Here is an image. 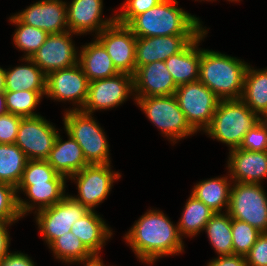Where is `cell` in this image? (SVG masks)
<instances>
[{"instance_id": "ffe728a7", "label": "cell", "mask_w": 267, "mask_h": 266, "mask_svg": "<svg viewBox=\"0 0 267 266\" xmlns=\"http://www.w3.org/2000/svg\"><path fill=\"white\" fill-rule=\"evenodd\" d=\"M229 153L227 164L231 175L230 181L233 179L240 183L260 184V181L267 177V151L234 148Z\"/></svg>"}, {"instance_id": "e575fe53", "label": "cell", "mask_w": 267, "mask_h": 266, "mask_svg": "<svg viewBox=\"0 0 267 266\" xmlns=\"http://www.w3.org/2000/svg\"><path fill=\"white\" fill-rule=\"evenodd\" d=\"M56 259L74 263L90 256L92 253L71 231L56 238L50 245Z\"/></svg>"}, {"instance_id": "7a4b0ae2", "label": "cell", "mask_w": 267, "mask_h": 266, "mask_svg": "<svg viewBox=\"0 0 267 266\" xmlns=\"http://www.w3.org/2000/svg\"><path fill=\"white\" fill-rule=\"evenodd\" d=\"M177 4L176 0H163L136 15L127 26L136 37L199 35L204 30L200 20Z\"/></svg>"}, {"instance_id": "9a60e30c", "label": "cell", "mask_w": 267, "mask_h": 266, "mask_svg": "<svg viewBox=\"0 0 267 266\" xmlns=\"http://www.w3.org/2000/svg\"><path fill=\"white\" fill-rule=\"evenodd\" d=\"M72 32L49 34L31 60L47 75L48 73L78 64L77 52L72 44Z\"/></svg>"}, {"instance_id": "83f0119b", "label": "cell", "mask_w": 267, "mask_h": 266, "mask_svg": "<svg viewBox=\"0 0 267 266\" xmlns=\"http://www.w3.org/2000/svg\"><path fill=\"white\" fill-rule=\"evenodd\" d=\"M28 159L15 144H0V182L17 188Z\"/></svg>"}, {"instance_id": "1f68e13d", "label": "cell", "mask_w": 267, "mask_h": 266, "mask_svg": "<svg viewBox=\"0 0 267 266\" xmlns=\"http://www.w3.org/2000/svg\"><path fill=\"white\" fill-rule=\"evenodd\" d=\"M35 208L17 196L16 188L0 182V221L14 222Z\"/></svg>"}, {"instance_id": "52a82bcc", "label": "cell", "mask_w": 267, "mask_h": 266, "mask_svg": "<svg viewBox=\"0 0 267 266\" xmlns=\"http://www.w3.org/2000/svg\"><path fill=\"white\" fill-rule=\"evenodd\" d=\"M227 212L231 219L246 222L267 233V195L261 184L235 182L230 190Z\"/></svg>"}, {"instance_id": "d6986e66", "label": "cell", "mask_w": 267, "mask_h": 266, "mask_svg": "<svg viewBox=\"0 0 267 266\" xmlns=\"http://www.w3.org/2000/svg\"><path fill=\"white\" fill-rule=\"evenodd\" d=\"M102 0H72L66 6L67 25L73 34L96 31L98 35L104 28L116 21V16L102 20Z\"/></svg>"}, {"instance_id": "74e56055", "label": "cell", "mask_w": 267, "mask_h": 266, "mask_svg": "<svg viewBox=\"0 0 267 266\" xmlns=\"http://www.w3.org/2000/svg\"><path fill=\"white\" fill-rule=\"evenodd\" d=\"M239 148L248 151H267V119L262 118L244 135Z\"/></svg>"}, {"instance_id": "484cf974", "label": "cell", "mask_w": 267, "mask_h": 266, "mask_svg": "<svg viewBox=\"0 0 267 266\" xmlns=\"http://www.w3.org/2000/svg\"><path fill=\"white\" fill-rule=\"evenodd\" d=\"M241 100L253 112L267 119V68L256 70L248 65Z\"/></svg>"}, {"instance_id": "60d3db41", "label": "cell", "mask_w": 267, "mask_h": 266, "mask_svg": "<svg viewBox=\"0 0 267 266\" xmlns=\"http://www.w3.org/2000/svg\"><path fill=\"white\" fill-rule=\"evenodd\" d=\"M248 266H267V233H261L245 255Z\"/></svg>"}, {"instance_id": "4316f807", "label": "cell", "mask_w": 267, "mask_h": 266, "mask_svg": "<svg viewBox=\"0 0 267 266\" xmlns=\"http://www.w3.org/2000/svg\"><path fill=\"white\" fill-rule=\"evenodd\" d=\"M227 179V177H220L202 180L194 186L191 194L215 213H221L224 207L227 212L232 184Z\"/></svg>"}, {"instance_id": "ba28073f", "label": "cell", "mask_w": 267, "mask_h": 266, "mask_svg": "<svg viewBox=\"0 0 267 266\" xmlns=\"http://www.w3.org/2000/svg\"><path fill=\"white\" fill-rule=\"evenodd\" d=\"M174 96L190 127L195 132L205 131L220 99L199 80L179 85Z\"/></svg>"}, {"instance_id": "5bb4252c", "label": "cell", "mask_w": 267, "mask_h": 266, "mask_svg": "<svg viewBox=\"0 0 267 266\" xmlns=\"http://www.w3.org/2000/svg\"><path fill=\"white\" fill-rule=\"evenodd\" d=\"M89 81L80 64L52 71L46 75V96L58 101H71L83 108Z\"/></svg>"}, {"instance_id": "277c9868", "label": "cell", "mask_w": 267, "mask_h": 266, "mask_svg": "<svg viewBox=\"0 0 267 266\" xmlns=\"http://www.w3.org/2000/svg\"><path fill=\"white\" fill-rule=\"evenodd\" d=\"M261 119L241 99L220 100L205 132L231 150L240 147L244 135Z\"/></svg>"}, {"instance_id": "7402d4cb", "label": "cell", "mask_w": 267, "mask_h": 266, "mask_svg": "<svg viewBox=\"0 0 267 266\" xmlns=\"http://www.w3.org/2000/svg\"><path fill=\"white\" fill-rule=\"evenodd\" d=\"M67 135L69 140L63 142L58 133L46 161L58 174L70 178L89 163L86 161L77 141L70 134L67 133Z\"/></svg>"}, {"instance_id": "2e32d148", "label": "cell", "mask_w": 267, "mask_h": 266, "mask_svg": "<svg viewBox=\"0 0 267 266\" xmlns=\"http://www.w3.org/2000/svg\"><path fill=\"white\" fill-rule=\"evenodd\" d=\"M66 6L67 3L62 0H40L15 15L24 24L44 30L48 34L61 33L69 31Z\"/></svg>"}, {"instance_id": "4dcf8cb0", "label": "cell", "mask_w": 267, "mask_h": 266, "mask_svg": "<svg viewBox=\"0 0 267 266\" xmlns=\"http://www.w3.org/2000/svg\"><path fill=\"white\" fill-rule=\"evenodd\" d=\"M65 181H49L33 183V185H18L16 192L22 190L30 201L38 205L37 211L60 202L65 195ZM36 202V203H35Z\"/></svg>"}, {"instance_id": "8d00e7d4", "label": "cell", "mask_w": 267, "mask_h": 266, "mask_svg": "<svg viewBox=\"0 0 267 266\" xmlns=\"http://www.w3.org/2000/svg\"><path fill=\"white\" fill-rule=\"evenodd\" d=\"M233 254L245 256L261 234L250 224L231 219Z\"/></svg>"}, {"instance_id": "bcb514c9", "label": "cell", "mask_w": 267, "mask_h": 266, "mask_svg": "<svg viewBox=\"0 0 267 266\" xmlns=\"http://www.w3.org/2000/svg\"><path fill=\"white\" fill-rule=\"evenodd\" d=\"M7 113L5 103V92H0V115Z\"/></svg>"}, {"instance_id": "cb8c5ba5", "label": "cell", "mask_w": 267, "mask_h": 266, "mask_svg": "<svg viewBox=\"0 0 267 266\" xmlns=\"http://www.w3.org/2000/svg\"><path fill=\"white\" fill-rule=\"evenodd\" d=\"M71 232L81 240L91 253L98 254L105 241L112 235L105 221L95 213V210H90L74 222Z\"/></svg>"}, {"instance_id": "7c38bea8", "label": "cell", "mask_w": 267, "mask_h": 266, "mask_svg": "<svg viewBox=\"0 0 267 266\" xmlns=\"http://www.w3.org/2000/svg\"><path fill=\"white\" fill-rule=\"evenodd\" d=\"M134 92V77L118 73L112 77L89 82L88 95L81 111L92 114L95 110L121 105Z\"/></svg>"}, {"instance_id": "f546056e", "label": "cell", "mask_w": 267, "mask_h": 266, "mask_svg": "<svg viewBox=\"0 0 267 266\" xmlns=\"http://www.w3.org/2000/svg\"><path fill=\"white\" fill-rule=\"evenodd\" d=\"M204 230L219 256L233 255L231 217L228 212L214 213Z\"/></svg>"}, {"instance_id": "30bf717a", "label": "cell", "mask_w": 267, "mask_h": 266, "mask_svg": "<svg viewBox=\"0 0 267 266\" xmlns=\"http://www.w3.org/2000/svg\"><path fill=\"white\" fill-rule=\"evenodd\" d=\"M89 211L88 208L67 195L53 206L36 211V222L41 235L50 245L56 238L70 232L73 223Z\"/></svg>"}, {"instance_id": "4fadbf2b", "label": "cell", "mask_w": 267, "mask_h": 266, "mask_svg": "<svg viewBox=\"0 0 267 266\" xmlns=\"http://www.w3.org/2000/svg\"><path fill=\"white\" fill-rule=\"evenodd\" d=\"M96 39L104 46L119 73L135 74L137 37L127 25L115 21L104 28Z\"/></svg>"}, {"instance_id": "d4e9b609", "label": "cell", "mask_w": 267, "mask_h": 266, "mask_svg": "<svg viewBox=\"0 0 267 266\" xmlns=\"http://www.w3.org/2000/svg\"><path fill=\"white\" fill-rule=\"evenodd\" d=\"M29 64L5 69V91H46V74L30 59Z\"/></svg>"}, {"instance_id": "f35d334b", "label": "cell", "mask_w": 267, "mask_h": 266, "mask_svg": "<svg viewBox=\"0 0 267 266\" xmlns=\"http://www.w3.org/2000/svg\"><path fill=\"white\" fill-rule=\"evenodd\" d=\"M161 1L163 0H127L123 4L120 14L115 15L116 21L127 25L136 15L146 12Z\"/></svg>"}, {"instance_id": "8fae6325", "label": "cell", "mask_w": 267, "mask_h": 266, "mask_svg": "<svg viewBox=\"0 0 267 266\" xmlns=\"http://www.w3.org/2000/svg\"><path fill=\"white\" fill-rule=\"evenodd\" d=\"M57 135V129L42 116L22 117L15 144L28 160H46Z\"/></svg>"}, {"instance_id": "f6af8a7d", "label": "cell", "mask_w": 267, "mask_h": 266, "mask_svg": "<svg viewBox=\"0 0 267 266\" xmlns=\"http://www.w3.org/2000/svg\"><path fill=\"white\" fill-rule=\"evenodd\" d=\"M76 262H85V266H104L101 257H99L98 253H92L90 256L83 258L82 260L75 261Z\"/></svg>"}, {"instance_id": "603a6c76", "label": "cell", "mask_w": 267, "mask_h": 266, "mask_svg": "<svg viewBox=\"0 0 267 266\" xmlns=\"http://www.w3.org/2000/svg\"><path fill=\"white\" fill-rule=\"evenodd\" d=\"M82 47L78 63L89 82L109 78L119 73L106 49L97 39Z\"/></svg>"}, {"instance_id": "6da1fadb", "label": "cell", "mask_w": 267, "mask_h": 266, "mask_svg": "<svg viewBox=\"0 0 267 266\" xmlns=\"http://www.w3.org/2000/svg\"><path fill=\"white\" fill-rule=\"evenodd\" d=\"M124 238L138 259L146 264H153L164 255H175L184 250L178 226H174L159 210H148Z\"/></svg>"}, {"instance_id": "ac0fdd59", "label": "cell", "mask_w": 267, "mask_h": 266, "mask_svg": "<svg viewBox=\"0 0 267 266\" xmlns=\"http://www.w3.org/2000/svg\"><path fill=\"white\" fill-rule=\"evenodd\" d=\"M133 77L136 98L173 95L178 87L165 61H155L140 66Z\"/></svg>"}, {"instance_id": "d590c367", "label": "cell", "mask_w": 267, "mask_h": 266, "mask_svg": "<svg viewBox=\"0 0 267 266\" xmlns=\"http://www.w3.org/2000/svg\"><path fill=\"white\" fill-rule=\"evenodd\" d=\"M66 177L58 174L46 160H28L19 185L49 181H66Z\"/></svg>"}, {"instance_id": "d6a6232c", "label": "cell", "mask_w": 267, "mask_h": 266, "mask_svg": "<svg viewBox=\"0 0 267 266\" xmlns=\"http://www.w3.org/2000/svg\"><path fill=\"white\" fill-rule=\"evenodd\" d=\"M10 21L18 26L13 36L15 46L26 53L24 58H31L49 34L44 30L24 24L16 15L11 16Z\"/></svg>"}, {"instance_id": "ee69618b", "label": "cell", "mask_w": 267, "mask_h": 266, "mask_svg": "<svg viewBox=\"0 0 267 266\" xmlns=\"http://www.w3.org/2000/svg\"><path fill=\"white\" fill-rule=\"evenodd\" d=\"M11 224V222L0 221V259L9 254L10 237L6 227Z\"/></svg>"}, {"instance_id": "ab89813d", "label": "cell", "mask_w": 267, "mask_h": 266, "mask_svg": "<svg viewBox=\"0 0 267 266\" xmlns=\"http://www.w3.org/2000/svg\"><path fill=\"white\" fill-rule=\"evenodd\" d=\"M22 116L12 113L0 115V144L15 143Z\"/></svg>"}, {"instance_id": "9c48e42d", "label": "cell", "mask_w": 267, "mask_h": 266, "mask_svg": "<svg viewBox=\"0 0 267 266\" xmlns=\"http://www.w3.org/2000/svg\"><path fill=\"white\" fill-rule=\"evenodd\" d=\"M110 164H89L75 173L70 179L77 180V197L71 196L89 210L105 200L113 186V182L121 177L118 172L111 171Z\"/></svg>"}, {"instance_id": "8992f818", "label": "cell", "mask_w": 267, "mask_h": 266, "mask_svg": "<svg viewBox=\"0 0 267 266\" xmlns=\"http://www.w3.org/2000/svg\"><path fill=\"white\" fill-rule=\"evenodd\" d=\"M137 105L161 133L173 143L196 133L186 121L183 111L173 95L135 98Z\"/></svg>"}, {"instance_id": "7bdbcfd3", "label": "cell", "mask_w": 267, "mask_h": 266, "mask_svg": "<svg viewBox=\"0 0 267 266\" xmlns=\"http://www.w3.org/2000/svg\"><path fill=\"white\" fill-rule=\"evenodd\" d=\"M207 266H248L245 256L242 255H225L218 256L211 260Z\"/></svg>"}, {"instance_id": "44dd1931", "label": "cell", "mask_w": 267, "mask_h": 266, "mask_svg": "<svg viewBox=\"0 0 267 266\" xmlns=\"http://www.w3.org/2000/svg\"><path fill=\"white\" fill-rule=\"evenodd\" d=\"M207 32L206 29L203 30L181 52L165 60L166 67L177 86L199 80L202 49L198 48V44Z\"/></svg>"}, {"instance_id": "5b68a950", "label": "cell", "mask_w": 267, "mask_h": 266, "mask_svg": "<svg viewBox=\"0 0 267 266\" xmlns=\"http://www.w3.org/2000/svg\"><path fill=\"white\" fill-rule=\"evenodd\" d=\"M63 121L66 133L80 145L89 164H110L107 138L92 114L76 107L65 112Z\"/></svg>"}, {"instance_id": "e0dca14e", "label": "cell", "mask_w": 267, "mask_h": 266, "mask_svg": "<svg viewBox=\"0 0 267 266\" xmlns=\"http://www.w3.org/2000/svg\"><path fill=\"white\" fill-rule=\"evenodd\" d=\"M198 35L137 37L135 48L136 70L145 64L165 61L181 52Z\"/></svg>"}, {"instance_id": "3957f363", "label": "cell", "mask_w": 267, "mask_h": 266, "mask_svg": "<svg viewBox=\"0 0 267 266\" xmlns=\"http://www.w3.org/2000/svg\"><path fill=\"white\" fill-rule=\"evenodd\" d=\"M248 64L220 52L203 50L199 64V81L220 100L241 99Z\"/></svg>"}, {"instance_id": "b9f144b4", "label": "cell", "mask_w": 267, "mask_h": 266, "mask_svg": "<svg viewBox=\"0 0 267 266\" xmlns=\"http://www.w3.org/2000/svg\"><path fill=\"white\" fill-rule=\"evenodd\" d=\"M0 266H35V264L28 255L15 252L0 259Z\"/></svg>"}, {"instance_id": "7dc6e473", "label": "cell", "mask_w": 267, "mask_h": 266, "mask_svg": "<svg viewBox=\"0 0 267 266\" xmlns=\"http://www.w3.org/2000/svg\"><path fill=\"white\" fill-rule=\"evenodd\" d=\"M0 92H5V69L0 67Z\"/></svg>"}, {"instance_id": "f1b7e54d", "label": "cell", "mask_w": 267, "mask_h": 266, "mask_svg": "<svg viewBox=\"0 0 267 266\" xmlns=\"http://www.w3.org/2000/svg\"><path fill=\"white\" fill-rule=\"evenodd\" d=\"M207 205L195 198L192 194L188 198L180 222L177 224L181 237L195 236L203 231L206 223L214 215Z\"/></svg>"}, {"instance_id": "836d02e7", "label": "cell", "mask_w": 267, "mask_h": 266, "mask_svg": "<svg viewBox=\"0 0 267 266\" xmlns=\"http://www.w3.org/2000/svg\"><path fill=\"white\" fill-rule=\"evenodd\" d=\"M46 91H5V103L8 113L22 117H35L33 112Z\"/></svg>"}]
</instances>
